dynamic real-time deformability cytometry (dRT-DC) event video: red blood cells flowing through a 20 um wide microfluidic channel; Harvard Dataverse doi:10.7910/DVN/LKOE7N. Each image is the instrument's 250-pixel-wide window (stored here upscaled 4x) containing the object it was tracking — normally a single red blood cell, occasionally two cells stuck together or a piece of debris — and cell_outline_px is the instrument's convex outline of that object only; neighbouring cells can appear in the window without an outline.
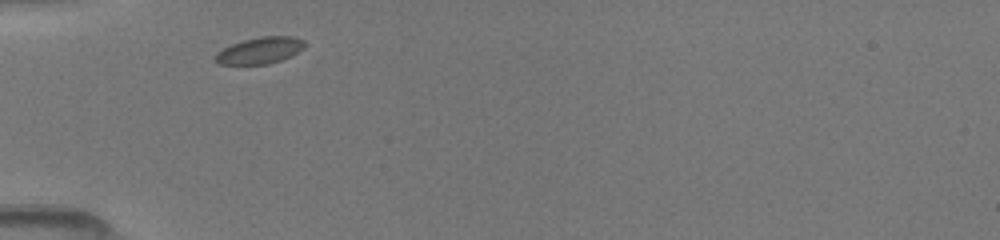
{"species": "common noctule bat (a hibernating species)", "species_latin": "Nyctalus noctula", "temperature_condition": "room temperature", "stored_images_in_passage": 2, "camera_frame_rate_fps": 3000, "um_per_image_px": 0.085, "animal": {"sex": "female", "body_mass_g": 19.5, "forearm_length_mm": 54.1}, "frame": {"image": 1, "passage_image": 1, "time_ms": 0.0, "image_size_px": [1000, 240], "cell_outline_px": [[304, 48], [280, 60], [268, 64], [220, 64], [216, 60], [216, 52], [232, 44], [244, 40], [260, 36], [292, 36], [304, 40]], "centroid_in_image_um": [22.09, 4.28], "position_along_channel_um": 62.9, "area_um2": 13.53}}